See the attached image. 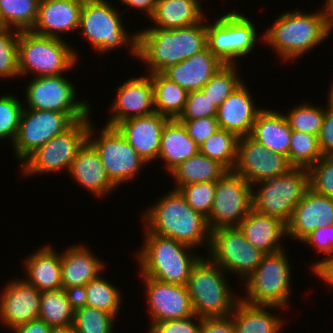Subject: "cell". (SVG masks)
Segmentation results:
<instances>
[{
  "label": "cell",
  "mask_w": 333,
  "mask_h": 333,
  "mask_svg": "<svg viewBox=\"0 0 333 333\" xmlns=\"http://www.w3.org/2000/svg\"><path fill=\"white\" fill-rule=\"evenodd\" d=\"M41 292L24 278L11 279L0 291V323L11 330L39 318Z\"/></svg>",
  "instance_id": "20"
},
{
  "label": "cell",
  "mask_w": 333,
  "mask_h": 333,
  "mask_svg": "<svg viewBox=\"0 0 333 333\" xmlns=\"http://www.w3.org/2000/svg\"><path fill=\"white\" fill-rule=\"evenodd\" d=\"M168 117L153 113L118 123L115 127L126 141L149 165L158 160L162 130Z\"/></svg>",
  "instance_id": "22"
},
{
  "label": "cell",
  "mask_w": 333,
  "mask_h": 333,
  "mask_svg": "<svg viewBox=\"0 0 333 333\" xmlns=\"http://www.w3.org/2000/svg\"><path fill=\"white\" fill-rule=\"evenodd\" d=\"M284 310L278 306L253 305L242 301L237 302L232 321L236 333H281L287 323L282 318L271 313L270 310ZM285 321V322H284Z\"/></svg>",
  "instance_id": "30"
},
{
  "label": "cell",
  "mask_w": 333,
  "mask_h": 333,
  "mask_svg": "<svg viewBox=\"0 0 333 333\" xmlns=\"http://www.w3.org/2000/svg\"><path fill=\"white\" fill-rule=\"evenodd\" d=\"M141 213V222H144L143 226L149 232L172 238L195 249H209L211 231L206 217L194 211L179 190L166 192Z\"/></svg>",
  "instance_id": "2"
},
{
  "label": "cell",
  "mask_w": 333,
  "mask_h": 333,
  "mask_svg": "<svg viewBox=\"0 0 333 333\" xmlns=\"http://www.w3.org/2000/svg\"><path fill=\"white\" fill-rule=\"evenodd\" d=\"M53 327L42 319H33L24 325L12 329V333H51Z\"/></svg>",
  "instance_id": "56"
},
{
  "label": "cell",
  "mask_w": 333,
  "mask_h": 333,
  "mask_svg": "<svg viewBox=\"0 0 333 333\" xmlns=\"http://www.w3.org/2000/svg\"><path fill=\"white\" fill-rule=\"evenodd\" d=\"M286 225L287 238L297 242L316 229L333 225V198L318 194L309 187Z\"/></svg>",
  "instance_id": "21"
},
{
  "label": "cell",
  "mask_w": 333,
  "mask_h": 333,
  "mask_svg": "<svg viewBox=\"0 0 333 333\" xmlns=\"http://www.w3.org/2000/svg\"><path fill=\"white\" fill-rule=\"evenodd\" d=\"M217 107L201 91H190L183 113L178 120H194L204 117H216Z\"/></svg>",
  "instance_id": "49"
},
{
  "label": "cell",
  "mask_w": 333,
  "mask_h": 333,
  "mask_svg": "<svg viewBox=\"0 0 333 333\" xmlns=\"http://www.w3.org/2000/svg\"><path fill=\"white\" fill-rule=\"evenodd\" d=\"M150 75L154 87L155 112L169 119H178L184 111L189 92L162 73Z\"/></svg>",
  "instance_id": "35"
},
{
  "label": "cell",
  "mask_w": 333,
  "mask_h": 333,
  "mask_svg": "<svg viewBox=\"0 0 333 333\" xmlns=\"http://www.w3.org/2000/svg\"><path fill=\"white\" fill-rule=\"evenodd\" d=\"M207 256L226 273L244 280L258 267L265 253L253 247L239 227H221L211 231Z\"/></svg>",
  "instance_id": "14"
},
{
  "label": "cell",
  "mask_w": 333,
  "mask_h": 333,
  "mask_svg": "<svg viewBox=\"0 0 333 333\" xmlns=\"http://www.w3.org/2000/svg\"><path fill=\"white\" fill-rule=\"evenodd\" d=\"M40 0H0V13L9 28L31 31L38 18Z\"/></svg>",
  "instance_id": "39"
},
{
  "label": "cell",
  "mask_w": 333,
  "mask_h": 333,
  "mask_svg": "<svg viewBox=\"0 0 333 333\" xmlns=\"http://www.w3.org/2000/svg\"><path fill=\"white\" fill-rule=\"evenodd\" d=\"M200 333H236L232 316L202 318Z\"/></svg>",
  "instance_id": "53"
},
{
  "label": "cell",
  "mask_w": 333,
  "mask_h": 333,
  "mask_svg": "<svg viewBox=\"0 0 333 333\" xmlns=\"http://www.w3.org/2000/svg\"><path fill=\"white\" fill-rule=\"evenodd\" d=\"M312 274L333 289V256L325 260Z\"/></svg>",
  "instance_id": "57"
},
{
  "label": "cell",
  "mask_w": 333,
  "mask_h": 333,
  "mask_svg": "<svg viewBox=\"0 0 333 333\" xmlns=\"http://www.w3.org/2000/svg\"><path fill=\"white\" fill-rule=\"evenodd\" d=\"M187 129L188 135L200 147L213 133L218 131L216 117H204L194 120H179Z\"/></svg>",
  "instance_id": "51"
},
{
  "label": "cell",
  "mask_w": 333,
  "mask_h": 333,
  "mask_svg": "<svg viewBox=\"0 0 333 333\" xmlns=\"http://www.w3.org/2000/svg\"><path fill=\"white\" fill-rule=\"evenodd\" d=\"M323 155L319 149L318 137L299 131H291L288 161L293 167L309 168Z\"/></svg>",
  "instance_id": "41"
},
{
  "label": "cell",
  "mask_w": 333,
  "mask_h": 333,
  "mask_svg": "<svg viewBox=\"0 0 333 333\" xmlns=\"http://www.w3.org/2000/svg\"><path fill=\"white\" fill-rule=\"evenodd\" d=\"M324 2L322 5V10L327 15L329 21L333 22V0H324Z\"/></svg>",
  "instance_id": "58"
},
{
  "label": "cell",
  "mask_w": 333,
  "mask_h": 333,
  "mask_svg": "<svg viewBox=\"0 0 333 333\" xmlns=\"http://www.w3.org/2000/svg\"><path fill=\"white\" fill-rule=\"evenodd\" d=\"M330 24L321 7L311 13L296 7L277 14L263 31V45L272 48L282 62H293L330 38Z\"/></svg>",
  "instance_id": "1"
},
{
  "label": "cell",
  "mask_w": 333,
  "mask_h": 333,
  "mask_svg": "<svg viewBox=\"0 0 333 333\" xmlns=\"http://www.w3.org/2000/svg\"><path fill=\"white\" fill-rule=\"evenodd\" d=\"M238 227L247 241L265 254L285 249L282 241L287 236V225L276 217L259 213L252 208Z\"/></svg>",
  "instance_id": "28"
},
{
  "label": "cell",
  "mask_w": 333,
  "mask_h": 333,
  "mask_svg": "<svg viewBox=\"0 0 333 333\" xmlns=\"http://www.w3.org/2000/svg\"><path fill=\"white\" fill-rule=\"evenodd\" d=\"M116 319L106 311L86 305L74 311L73 326L77 333H115Z\"/></svg>",
  "instance_id": "43"
},
{
  "label": "cell",
  "mask_w": 333,
  "mask_h": 333,
  "mask_svg": "<svg viewBox=\"0 0 333 333\" xmlns=\"http://www.w3.org/2000/svg\"><path fill=\"white\" fill-rule=\"evenodd\" d=\"M67 173L73 182L95 198L106 199L118 189L109 179L98 152L88 141L78 150Z\"/></svg>",
  "instance_id": "25"
},
{
  "label": "cell",
  "mask_w": 333,
  "mask_h": 333,
  "mask_svg": "<svg viewBox=\"0 0 333 333\" xmlns=\"http://www.w3.org/2000/svg\"><path fill=\"white\" fill-rule=\"evenodd\" d=\"M201 4V0H157L149 18L152 26L143 28L176 29L200 23L207 15Z\"/></svg>",
  "instance_id": "33"
},
{
  "label": "cell",
  "mask_w": 333,
  "mask_h": 333,
  "mask_svg": "<svg viewBox=\"0 0 333 333\" xmlns=\"http://www.w3.org/2000/svg\"><path fill=\"white\" fill-rule=\"evenodd\" d=\"M332 32H333V22H331L330 24V34H333Z\"/></svg>",
  "instance_id": "62"
},
{
  "label": "cell",
  "mask_w": 333,
  "mask_h": 333,
  "mask_svg": "<svg viewBox=\"0 0 333 333\" xmlns=\"http://www.w3.org/2000/svg\"><path fill=\"white\" fill-rule=\"evenodd\" d=\"M93 123L90 121L87 141L98 152L111 182L118 188L128 181L136 180L148 164L116 127L103 125L101 131L100 128L96 131L97 126Z\"/></svg>",
  "instance_id": "11"
},
{
  "label": "cell",
  "mask_w": 333,
  "mask_h": 333,
  "mask_svg": "<svg viewBox=\"0 0 333 333\" xmlns=\"http://www.w3.org/2000/svg\"><path fill=\"white\" fill-rule=\"evenodd\" d=\"M66 39L21 31L18 38V66L21 78L57 76L71 72L80 61L79 52ZM26 76V77H25Z\"/></svg>",
  "instance_id": "6"
},
{
  "label": "cell",
  "mask_w": 333,
  "mask_h": 333,
  "mask_svg": "<svg viewBox=\"0 0 333 333\" xmlns=\"http://www.w3.org/2000/svg\"><path fill=\"white\" fill-rule=\"evenodd\" d=\"M9 29V26L4 21L2 14L0 13V32L6 31Z\"/></svg>",
  "instance_id": "61"
},
{
  "label": "cell",
  "mask_w": 333,
  "mask_h": 333,
  "mask_svg": "<svg viewBox=\"0 0 333 333\" xmlns=\"http://www.w3.org/2000/svg\"><path fill=\"white\" fill-rule=\"evenodd\" d=\"M243 81L217 108L216 119L220 129L238 137L251 134L257 114L263 109L254 103L248 85Z\"/></svg>",
  "instance_id": "24"
},
{
  "label": "cell",
  "mask_w": 333,
  "mask_h": 333,
  "mask_svg": "<svg viewBox=\"0 0 333 333\" xmlns=\"http://www.w3.org/2000/svg\"><path fill=\"white\" fill-rule=\"evenodd\" d=\"M227 171L218 161L198 152L180 163L169 174L175 181L173 189L179 190L182 186L193 183L216 182Z\"/></svg>",
  "instance_id": "34"
},
{
  "label": "cell",
  "mask_w": 333,
  "mask_h": 333,
  "mask_svg": "<svg viewBox=\"0 0 333 333\" xmlns=\"http://www.w3.org/2000/svg\"><path fill=\"white\" fill-rule=\"evenodd\" d=\"M207 16V47L225 65L239 64V58L251 54L257 42L263 43V33L258 34L253 20L237 10L217 15L214 22Z\"/></svg>",
  "instance_id": "9"
},
{
  "label": "cell",
  "mask_w": 333,
  "mask_h": 333,
  "mask_svg": "<svg viewBox=\"0 0 333 333\" xmlns=\"http://www.w3.org/2000/svg\"><path fill=\"white\" fill-rule=\"evenodd\" d=\"M283 249L265 254L258 267L244 280L245 296L240 299L253 305L290 308L292 261ZM292 264V265H291Z\"/></svg>",
  "instance_id": "8"
},
{
  "label": "cell",
  "mask_w": 333,
  "mask_h": 333,
  "mask_svg": "<svg viewBox=\"0 0 333 333\" xmlns=\"http://www.w3.org/2000/svg\"><path fill=\"white\" fill-rule=\"evenodd\" d=\"M332 84H331V86H330V88H329V91H328V98H326L327 99V104L328 105H326L327 106V108H329L330 110H333V81L331 82Z\"/></svg>",
  "instance_id": "60"
},
{
  "label": "cell",
  "mask_w": 333,
  "mask_h": 333,
  "mask_svg": "<svg viewBox=\"0 0 333 333\" xmlns=\"http://www.w3.org/2000/svg\"><path fill=\"white\" fill-rule=\"evenodd\" d=\"M291 131L284 113L266 107L257 114L250 136L269 151L288 157Z\"/></svg>",
  "instance_id": "31"
},
{
  "label": "cell",
  "mask_w": 333,
  "mask_h": 333,
  "mask_svg": "<svg viewBox=\"0 0 333 333\" xmlns=\"http://www.w3.org/2000/svg\"><path fill=\"white\" fill-rule=\"evenodd\" d=\"M39 318L53 328L73 325L74 310L63 288L41 292Z\"/></svg>",
  "instance_id": "37"
},
{
  "label": "cell",
  "mask_w": 333,
  "mask_h": 333,
  "mask_svg": "<svg viewBox=\"0 0 333 333\" xmlns=\"http://www.w3.org/2000/svg\"><path fill=\"white\" fill-rule=\"evenodd\" d=\"M24 109L23 101H20L19 97L2 92L0 96V140L13 142L16 139L22 111Z\"/></svg>",
  "instance_id": "44"
},
{
  "label": "cell",
  "mask_w": 333,
  "mask_h": 333,
  "mask_svg": "<svg viewBox=\"0 0 333 333\" xmlns=\"http://www.w3.org/2000/svg\"><path fill=\"white\" fill-rule=\"evenodd\" d=\"M110 3L111 0H84L77 35H83L99 55L127 47L128 53L137 58V32H128L122 21L123 12Z\"/></svg>",
  "instance_id": "5"
},
{
  "label": "cell",
  "mask_w": 333,
  "mask_h": 333,
  "mask_svg": "<svg viewBox=\"0 0 333 333\" xmlns=\"http://www.w3.org/2000/svg\"><path fill=\"white\" fill-rule=\"evenodd\" d=\"M293 166L283 154L269 151L250 135L239 137L233 172L251 185L287 173Z\"/></svg>",
  "instance_id": "17"
},
{
  "label": "cell",
  "mask_w": 333,
  "mask_h": 333,
  "mask_svg": "<svg viewBox=\"0 0 333 333\" xmlns=\"http://www.w3.org/2000/svg\"><path fill=\"white\" fill-rule=\"evenodd\" d=\"M137 58L147 74L161 73L207 47L206 17L200 22L176 29L137 30Z\"/></svg>",
  "instance_id": "3"
},
{
  "label": "cell",
  "mask_w": 333,
  "mask_h": 333,
  "mask_svg": "<svg viewBox=\"0 0 333 333\" xmlns=\"http://www.w3.org/2000/svg\"><path fill=\"white\" fill-rule=\"evenodd\" d=\"M202 318L196 314L181 318L155 322L147 333H200ZM145 332V333H146Z\"/></svg>",
  "instance_id": "50"
},
{
  "label": "cell",
  "mask_w": 333,
  "mask_h": 333,
  "mask_svg": "<svg viewBox=\"0 0 333 333\" xmlns=\"http://www.w3.org/2000/svg\"><path fill=\"white\" fill-rule=\"evenodd\" d=\"M70 302L71 308L76 311L86 306L87 303V291L85 285L83 286H71L63 288Z\"/></svg>",
  "instance_id": "54"
},
{
  "label": "cell",
  "mask_w": 333,
  "mask_h": 333,
  "mask_svg": "<svg viewBox=\"0 0 333 333\" xmlns=\"http://www.w3.org/2000/svg\"><path fill=\"white\" fill-rule=\"evenodd\" d=\"M86 244H73L60 251L62 288L83 286L103 273L106 262Z\"/></svg>",
  "instance_id": "26"
},
{
  "label": "cell",
  "mask_w": 333,
  "mask_h": 333,
  "mask_svg": "<svg viewBox=\"0 0 333 333\" xmlns=\"http://www.w3.org/2000/svg\"><path fill=\"white\" fill-rule=\"evenodd\" d=\"M51 333H77L73 325L53 328Z\"/></svg>",
  "instance_id": "59"
},
{
  "label": "cell",
  "mask_w": 333,
  "mask_h": 333,
  "mask_svg": "<svg viewBox=\"0 0 333 333\" xmlns=\"http://www.w3.org/2000/svg\"><path fill=\"white\" fill-rule=\"evenodd\" d=\"M144 284L150 324L195 315L188 288L156 279L140 276Z\"/></svg>",
  "instance_id": "18"
},
{
  "label": "cell",
  "mask_w": 333,
  "mask_h": 333,
  "mask_svg": "<svg viewBox=\"0 0 333 333\" xmlns=\"http://www.w3.org/2000/svg\"><path fill=\"white\" fill-rule=\"evenodd\" d=\"M227 275L207 255L196 262L186 286L198 317H224L233 312L241 296L234 292Z\"/></svg>",
  "instance_id": "7"
},
{
  "label": "cell",
  "mask_w": 333,
  "mask_h": 333,
  "mask_svg": "<svg viewBox=\"0 0 333 333\" xmlns=\"http://www.w3.org/2000/svg\"><path fill=\"white\" fill-rule=\"evenodd\" d=\"M238 140L235 133L219 129L199 147V152L232 171L237 158Z\"/></svg>",
  "instance_id": "38"
},
{
  "label": "cell",
  "mask_w": 333,
  "mask_h": 333,
  "mask_svg": "<svg viewBox=\"0 0 333 333\" xmlns=\"http://www.w3.org/2000/svg\"><path fill=\"white\" fill-rule=\"evenodd\" d=\"M223 64L206 47L199 53L167 67L161 73L186 91L201 90Z\"/></svg>",
  "instance_id": "27"
},
{
  "label": "cell",
  "mask_w": 333,
  "mask_h": 333,
  "mask_svg": "<svg viewBox=\"0 0 333 333\" xmlns=\"http://www.w3.org/2000/svg\"><path fill=\"white\" fill-rule=\"evenodd\" d=\"M308 188L307 168L293 167L285 174L252 185L253 209L287 224Z\"/></svg>",
  "instance_id": "10"
},
{
  "label": "cell",
  "mask_w": 333,
  "mask_h": 333,
  "mask_svg": "<svg viewBox=\"0 0 333 333\" xmlns=\"http://www.w3.org/2000/svg\"><path fill=\"white\" fill-rule=\"evenodd\" d=\"M66 74L31 77L26 84L23 106L32 110L61 113H93L90 102L77 100L75 85Z\"/></svg>",
  "instance_id": "15"
},
{
  "label": "cell",
  "mask_w": 333,
  "mask_h": 333,
  "mask_svg": "<svg viewBox=\"0 0 333 333\" xmlns=\"http://www.w3.org/2000/svg\"><path fill=\"white\" fill-rule=\"evenodd\" d=\"M101 275L104 274L100 273L85 285L87 291L86 305L106 311L118 318L117 316L120 315L119 310H122L121 305L123 304L121 303L124 300L122 291Z\"/></svg>",
  "instance_id": "36"
},
{
  "label": "cell",
  "mask_w": 333,
  "mask_h": 333,
  "mask_svg": "<svg viewBox=\"0 0 333 333\" xmlns=\"http://www.w3.org/2000/svg\"><path fill=\"white\" fill-rule=\"evenodd\" d=\"M302 244L312 246L320 255L325 254V258L315 261L310 265V272H314L325 260L333 256V225H325L312 231L302 241ZM322 253V254H321Z\"/></svg>",
  "instance_id": "48"
},
{
  "label": "cell",
  "mask_w": 333,
  "mask_h": 333,
  "mask_svg": "<svg viewBox=\"0 0 333 333\" xmlns=\"http://www.w3.org/2000/svg\"><path fill=\"white\" fill-rule=\"evenodd\" d=\"M142 230L144 241L134 254L140 267L139 276L186 286L202 254L198 255L197 249L172 238L151 233L144 227Z\"/></svg>",
  "instance_id": "4"
},
{
  "label": "cell",
  "mask_w": 333,
  "mask_h": 333,
  "mask_svg": "<svg viewBox=\"0 0 333 333\" xmlns=\"http://www.w3.org/2000/svg\"><path fill=\"white\" fill-rule=\"evenodd\" d=\"M287 112L284 115L291 130L318 137L325 113L323 106L317 107L314 104L306 102L291 107Z\"/></svg>",
  "instance_id": "42"
},
{
  "label": "cell",
  "mask_w": 333,
  "mask_h": 333,
  "mask_svg": "<svg viewBox=\"0 0 333 333\" xmlns=\"http://www.w3.org/2000/svg\"><path fill=\"white\" fill-rule=\"evenodd\" d=\"M252 185L233 171L216 181V192L210 215V231L221 227H238L253 208Z\"/></svg>",
  "instance_id": "16"
},
{
  "label": "cell",
  "mask_w": 333,
  "mask_h": 333,
  "mask_svg": "<svg viewBox=\"0 0 333 333\" xmlns=\"http://www.w3.org/2000/svg\"><path fill=\"white\" fill-rule=\"evenodd\" d=\"M105 125L115 127L125 120L155 113L154 87L150 74L129 77L116 88Z\"/></svg>",
  "instance_id": "19"
},
{
  "label": "cell",
  "mask_w": 333,
  "mask_h": 333,
  "mask_svg": "<svg viewBox=\"0 0 333 333\" xmlns=\"http://www.w3.org/2000/svg\"><path fill=\"white\" fill-rule=\"evenodd\" d=\"M122 4L120 5L121 7L124 6L126 7L122 12L125 14V10H131V9H136L137 11H141L143 15H146L147 19L152 16L154 13V10L157 5V0H118Z\"/></svg>",
  "instance_id": "55"
},
{
  "label": "cell",
  "mask_w": 333,
  "mask_h": 333,
  "mask_svg": "<svg viewBox=\"0 0 333 333\" xmlns=\"http://www.w3.org/2000/svg\"><path fill=\"white\" fill-rule=\"evenodd\" d=\"M76 121L69 129L58 134L46 144L36 149L21 165L20 174L24 177L47 173L69 171L78 150L87 141L91 119Z\"/></svg>",
  "instance_id": "12"
},
{
  "label": "cell",
  "mask_w": 333,
  "mask_h": 333,
  "mask_svg": "<svg viewBox=\"0 0 333 333\" xmlns=\"http://www.w3.org/2000/svg\"><path fill=\"white\" fill-rule=\"evenodd\" d=\"M237 66L224 65L201 89L217 108L243 82Z\"/></svg>",
  "instance_id": "40"
},
{
  "label": "cell",
  "mask_w": 333,
  "mask_h": 333,
  "mask_svg": "<svg viewBox=\"0 0 333 333\" xmlns=\"http://www.w3.org/2000/svg\"><path fill=\"white\" fill-rule=\"evenodd\" d=\"M23 261V278L38 291L62 288L60 252L50 243L34 250Z\"/></svg>",
  "instance_id": "29"
},
{
  "label": "cell",
  "mask_w": 333,
  "mask_h": 333,
  "mask_svg": "<svg viewBox=\"0 0 333 333\" xmlns=\"http://www.w3.org/2000/svg\"><path fill=\"white\" fill-rule=\"evenodd\" d=\"M84 0H40L33 33L62 39L63 34L78 33Z\"/></svg>",
  "instance_id": "23"
},
{
  "label": "cell",
  "mask_w": 333,
  "mask_h": 333,
  "mask_svg": "<svg viewBox=\"0 0 333 333\" xmlns=\"http://www.w3.org/2000/svg\"><path fill=\"white\" fill-rule=\"evenodd\" d=\"M307 170L309 187L318 194L333 198V156H322Z\"/></svg>",
  "instance_id": "47"
},
{
  "label": "cell",
  "mask_w": 333,
  "mask_h": 333,
  "mask_svg": "<svg viewBox=\"0 0 333 333\" xmlns=\"http://www.w3.org/2000/svg\"><path fill=\"white\" fill-rule=\"evenodd\" d=\"M199 152V146L188 135L187 129L178 119H169L161 134L158 159L163 161L164 170L169 173L180 163Z\"/></svg>",
  "instance_id": "32"
},
{
  "label": "cell",
  "mask_w": 333,
  "mask_h": 333,
  "mask_svg": "<svg viewBox=\"0 0 333 333\" xmlns=\"http://www.w3.org/2000/svg\"><path fill=\"white\" fill-rule=\"evenodd\" d=\"M20 31L9 28L0 32V80L20 78L18 66V38Z\"/></svg>",
  "instance_id": "45"
},
{
  "label": "cell",
  "mask_w": 333,
  "mask_h": 333,
  "mask_svg": "<svg viewBox=\"0 0 333 333\" xmlns=\"http://www.w3.org/2000/svg\"><path fill=\"white\" fill-rule=\"evenodd\" d=\"M179 192L194 211L199 212L206 218L210 215L216 192V182L185 185L179 189Z\"/></svg>",
  "instance_id": "46"
},
{
  "label": "cell",
  "mask_w": 333,
  "mask_h": 333,
  "mask_svg": "<svg viewBox=\"0 0 333 333\" xmlns=\"http://www.w3.org/2000/svg\"><path fill=\"white\" fill-rule=\"evenodd\" d=\"M318 145L323 156H333V110L325 109Z\"/></svg>",
  "instance_id": "52"
},
{
  "label": "cell",
  "mask_w": 333,
  "mask_h": 333,
  "mask_svg": "<svg viewBox=\"0 0 333 333\" xmlns=\"http://www.w3.org/2000/svg\"><path fill=\"white\" fill-rule=\"evenodd\" d=\"M89 116L92 113H61L24 108L19 130L12 144L15 159L21 164L36 149L69 129L76 121Z\"/></svg>",
  "instance_id": "13"
}]
</instances>
